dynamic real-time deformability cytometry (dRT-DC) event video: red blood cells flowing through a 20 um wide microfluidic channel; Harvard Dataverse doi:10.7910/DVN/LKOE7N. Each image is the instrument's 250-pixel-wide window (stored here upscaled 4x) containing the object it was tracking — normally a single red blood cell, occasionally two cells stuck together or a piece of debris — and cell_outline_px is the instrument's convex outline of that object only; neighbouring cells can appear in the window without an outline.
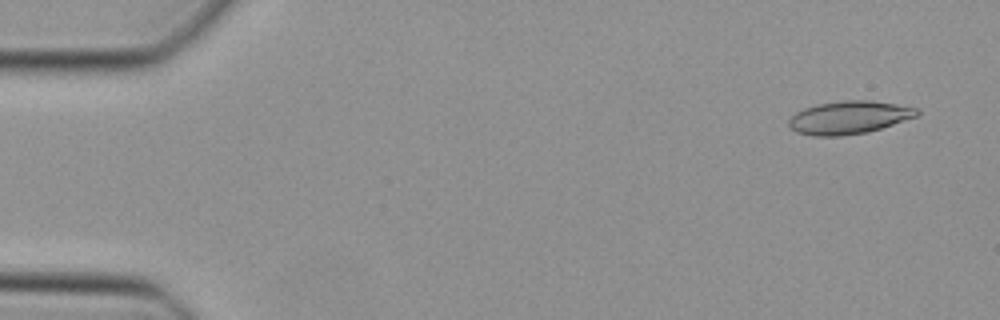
{"species": "Egyptian fruit bat (a non-hibernating species)", "species_latin": "Rousettus aegyptiacus", "temperature_condition": "cold", "stored_images_in_passage": 12, "camera_frame_rate_fps": 3000, "um_per_image_px": 0.085, "animal": {"sex": "female"}, "frame": {"image": 1, "passage_image": 3, "time_ms": 0.667, "image_size_px": [1000, 320], "cell_outline_px": [[920, 112], [916, 116], [868, 132], [840, 136], [812, 136], [796, 132], [788, 124], [788, 120], [796, 112], [804, 108], [816, 104], [844, 100], [872, 100], [920, 108]], "centroid_in_image_um": [72.15, 9.98], "position_along_channel_um": 12.8, "area_um2": 24.62}}